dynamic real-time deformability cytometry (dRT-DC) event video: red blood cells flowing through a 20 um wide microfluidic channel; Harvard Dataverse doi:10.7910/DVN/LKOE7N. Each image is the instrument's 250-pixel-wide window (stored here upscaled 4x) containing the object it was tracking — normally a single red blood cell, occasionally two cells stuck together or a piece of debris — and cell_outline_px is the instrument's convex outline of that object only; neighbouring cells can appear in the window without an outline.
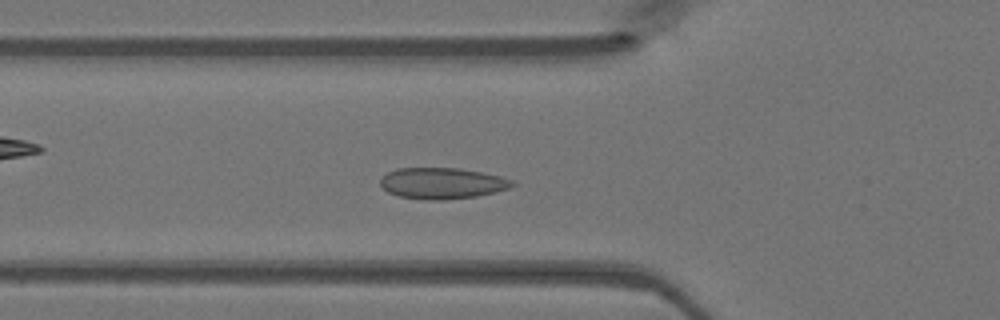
{"species": "Egyptian fruit bat (a non-hibernating species)", "species_latin": "Rousettus aegyptiacus", "temperature_condition": "warm", "stored_images_in_passage": 45, "camera_frame_rate_fps": 3000, "um_per_image_px": 0.085, "animal": {"sex": "female"}, "frame": {"image": 1, "passage_image": 14, "time_ms": 4.333, "image_size_px": [1000, 320], "cell_outline_px": [[516, 184], [508, 188], [476, 196], [444, 200], [424, 200], [400, 196], [388, 192], [380, 184], [380, 180], [388, 172], [396, 168], [460, 168], [500, 176], [512, 180]], "centroid_in_image_um": [37.56, 15.57], "position_along_channel_um": 88.2, "area_um2": 23.76}}
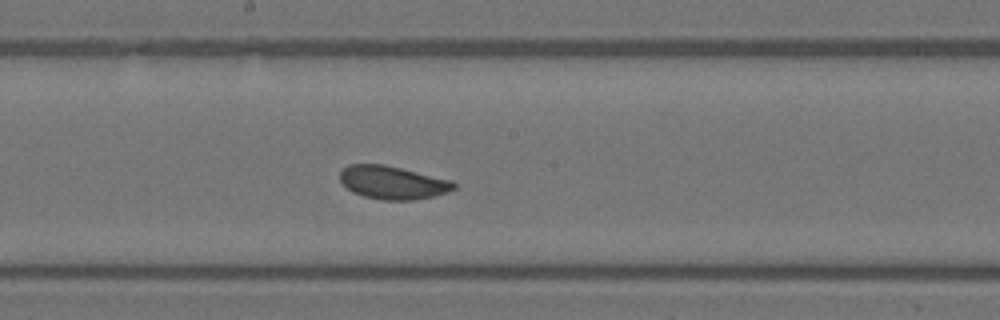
{"frame": {"image": 2, "passage_image": 23, "time_ms": 7.333, "image_size_px": [1000, 320], "cell_outline_px": [[456, 188], [448, 192], [432, 196], [412, 200], [380, 200], [364, 196], [352, 192], [340, 180], [340, 172], [348, 164], [384, 164], [456, 180]], "centroid_in_image_um": [33.43, 15.51], "position_along_channel_um": 214.8, "area_um2": 22.25}}
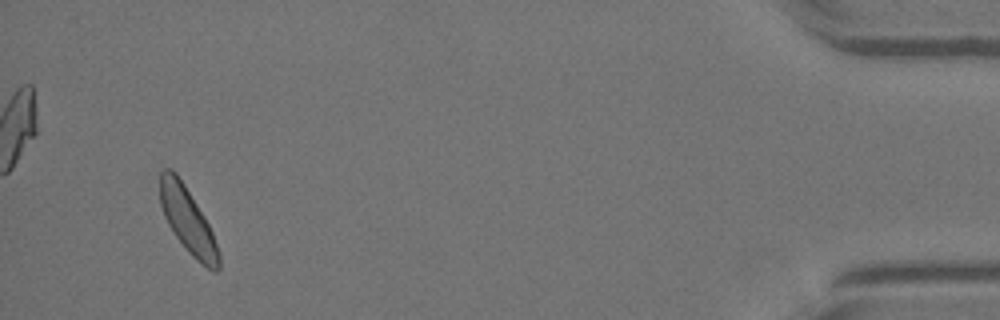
{"frame": {"image": 3, "passage_image": 43, "time_ms": 14.0, "image_size_px": [1000, 320], "cell_outline_px": [[220, 268], [216, 272], [212, 272], [196, 260], [188, 252], [176, 236], [168, 224], [164, 216], [160, 204], [160, 172], [164, 168], [168, 168], [176, 172], [184, 184], [204, 216], [212, 232], [220, 252]], "centroid_in_image_um": [15.97, 18.76], "position_along_channel_um": 419.2, "area_um2": 22.37}}